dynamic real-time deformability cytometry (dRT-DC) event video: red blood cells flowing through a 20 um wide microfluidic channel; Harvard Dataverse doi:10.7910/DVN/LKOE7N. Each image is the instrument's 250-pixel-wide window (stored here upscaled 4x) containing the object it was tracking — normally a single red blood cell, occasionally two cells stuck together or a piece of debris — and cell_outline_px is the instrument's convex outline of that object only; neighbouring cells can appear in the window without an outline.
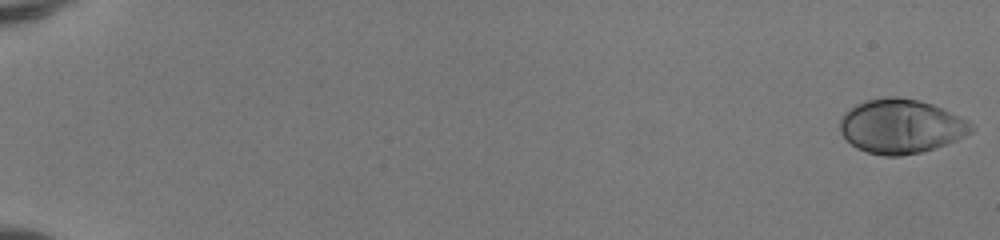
{"species": "human", "species_latin": "Homo sapiens", "temperature_condition": "room temperature", "stored_images_in_passage": 51, "camera_frame_rate_fps": 3000, "um_per_image_px": 0.085, "donor": {"sex": "female"}, "frame": {"image": 1, "passage_image": 1, "time_ms": 0.0, "image_size_px": [1000, 240], "cell_outline_px": [[976, 128], [972, 132], [956, 140], [920, 152], [900, 156], [884, 156], [868, 152], [856, 148], [840, 132], [840, 116], [844, 112], [856, 104], [864, 100], [888, 96], [896, 96], [920, 100], [932, 104], [968, 120]], "centroid_in_image_um": [76.56, 10.72], "position_along_channel_um": 8.4, "area_um2": 41.5}}
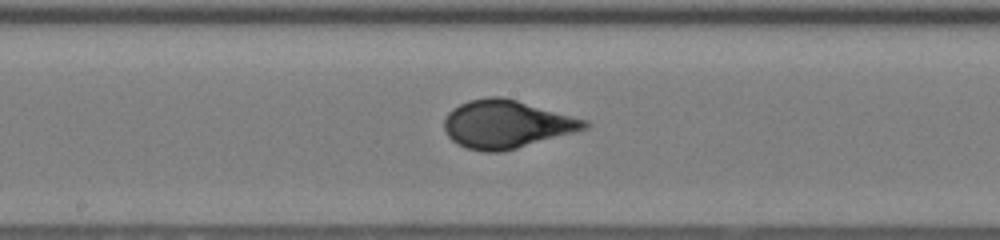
{"frame": {"image": 2, "passage_image": 30, "time_ms": 9.667, "image_size_px": [1000, 240], "cell_outline_px": [[592, 124], [588, 128], [516, 148], [500, 152], [484, 152], [464, 148], [456, 144], [444, 132], [444, 120], [448, 112], [452, 108], [468, 100], [488, 96], [500, 96], [516, 100], [588, 120]], "centroid_in_image_um": [43.01, 10.56], "position_along_channel_um": 205.2, "area_um2": 39.3}}
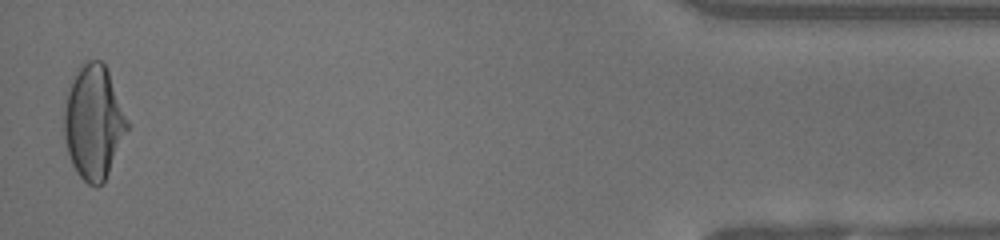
{"frame": {"image": 3, "passage_image": 51, "time_ms": 16.667, "image_size_px": [1000, 240], "cell_outline_px": [[132, 124], [104, 184], [96, 188], [88, 184], [76, 172], [72, 164], [68, 152], [64, 136], [64, 108], [68, 88], [80, 64], [88, 60], [100, 60], [104, 64], [108, 72]], "centroid_in_image_um": [8.0, 10.42], "position_along_channel_um": 427.2, "area_um2": 42.71}, "authors_computed_cell_mechanics": {"area_um2": 39.1306, "velocity_mm_per_s": 4.1702, "shape_relaxation_time_tau1_ms": 5.4668, "shape_relaxation_time_tau2_ms": null, "deformation_change_tau1": 0.2371, "deformation_change_tau2": null}}